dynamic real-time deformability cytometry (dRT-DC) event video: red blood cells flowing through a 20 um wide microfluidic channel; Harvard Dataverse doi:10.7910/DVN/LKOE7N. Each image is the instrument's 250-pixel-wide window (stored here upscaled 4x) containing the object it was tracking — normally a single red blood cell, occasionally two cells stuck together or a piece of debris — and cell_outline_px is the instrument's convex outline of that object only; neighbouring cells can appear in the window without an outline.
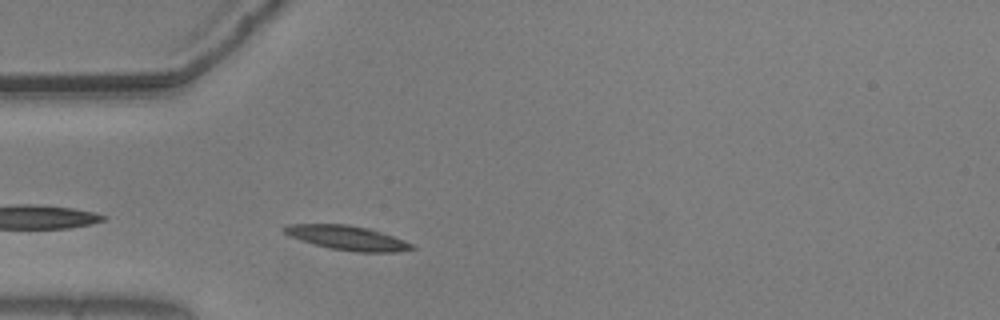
{"species": "common noctule bat (a hibernating species)", "species_latin": "Nyctalus noctula", "temperature_condition": "warm", "stored_images_in_passage": 30, "camera_frame_rate_fps": 3000, "um_per_image_px": 0.085, "animal": {"sex": "male", "body_mass_g": 20.5, "forearm_length_mm": 52.5}, "frame": {"image": 1, "passage_image": 2, "time_ms": 0.333, "image_size_px": [1000, 320], "cell_outline_px": [[416, 248], [396, 252], [356, 252], [328, 248], [312, 244], [300, 240], [280, 232], [280, 228], [288, 224], [348, 224], [368, 228], [404, 240], [412, 244]], "centroid_in_image_um": [29.44, 20.21], "position_along_channel_um": 55.6, "area_um2": 18.26}}
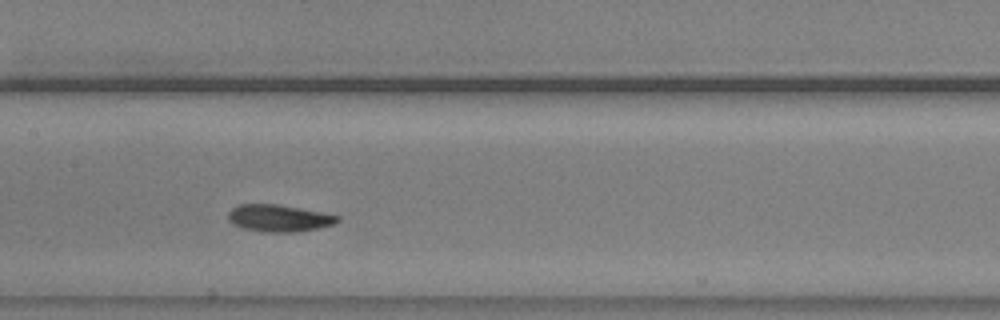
{"frame": {"image": 2, "passage_image": 13, "time_ms": 4.0, "image_size_px": [1000, 320], "cell_outline_px": [[340, 220], [332, 224], [320, 228], [292, 232], [260, 232], [240, 228], [232, 224], [228, 220], [228, 212], [236, 204], [276, 204], [320, 212], [340, 216]], "centroid_in_image_um": [23.64, 18.55], "position_along_channel_um": 183.8, "area_um2": 17.28}}
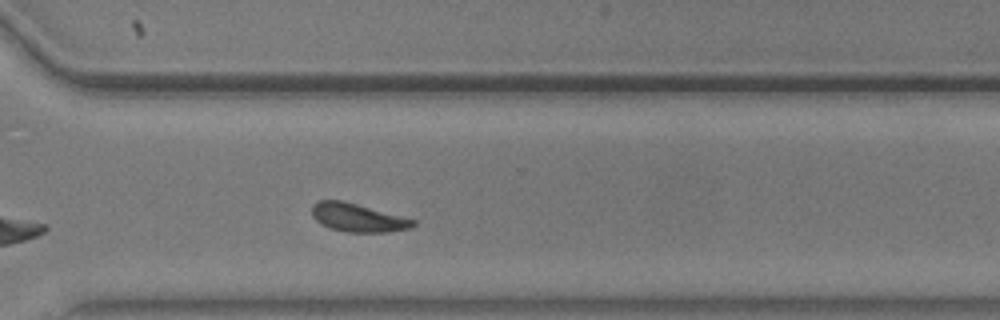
{"frame": {"image": 3, "passage_image": 26, "time_ms": 8.333, "image_size_px": [1000, 320], "cell_outline_px": [[416, 224], [412, 228], [388, 232], [348, 232], [332, 228], [320, 224], [312, 216], [312, 204], [320, 200], [340, 200], [404, 216], [416, 220]], "centroid_in_image_um": [30.44, 18.5], "position_along_channel_um": 340.2, "area_um2": 16.7}, "authors_computed_cell_mechanics": {"area_um2": 17.1088, "velocity_mm_per_s": 3.6251, "shape_relaxation_time_tau1_ms": 2.2427, "shape_relaxation_time_tau2_ms": 2.3829, "deformation_change_tau1": 0.1528, "deformation_change_tau2": 0.0833}}